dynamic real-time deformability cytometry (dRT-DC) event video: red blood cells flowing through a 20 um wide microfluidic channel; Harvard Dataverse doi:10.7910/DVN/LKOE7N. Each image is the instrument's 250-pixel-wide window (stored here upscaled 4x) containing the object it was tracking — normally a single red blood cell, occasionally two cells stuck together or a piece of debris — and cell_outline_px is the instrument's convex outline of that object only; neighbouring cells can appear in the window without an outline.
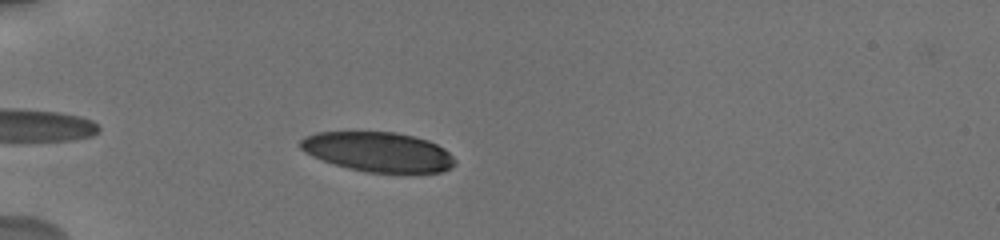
{"species": "human", "species_latin": "Homo sapiens", "temperature_condition": "cold", "stored_images_in_passage": 9, "camera_frame_rate_fps": 3000, "um_per_image_px": 0.085, "donor": {"sex": "male"}, "frame": {"image": 1, "passage_image": 4, "time_ms": 4.333, "image_size_px": [1000, 240], "cell_outline_px": [[456, 160], [452, 168], [440, 172], [368, 172], [348, 168], [312, 156], [304, 152], [300, 148], [300, 140], [304, 136], [316, 132], [396, 132], [428, 140], [444, 148]], "centroid_in_image_um": [32.13, 12.9], "position_along_channel_um": 52.9, "area_um2": 35.55}}
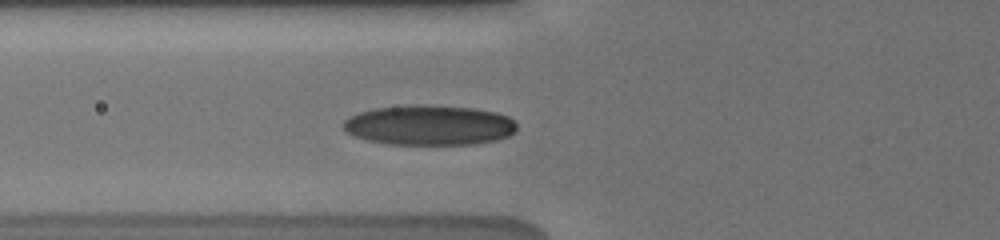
{"frame": {"image": 2, "passage_image": 7, "time_ms": 6.0, "image_size_px": [1000, 240], "cell_outline_px": [[516, 132], [508, 136], [496, 140], [472, 144], [388, 144], [368, 140], [356, 136], [348, 132], [344, 128], [344, 120], [348, 116], [360, 112], [376, 108], [428, 104], [476, 108], [496, 112], [508, 116], [516, 124]], "centroid_in_image_um": [36.52, 10.63], "position_along_channel_um": 89.3, "area_um2": 40.4}}
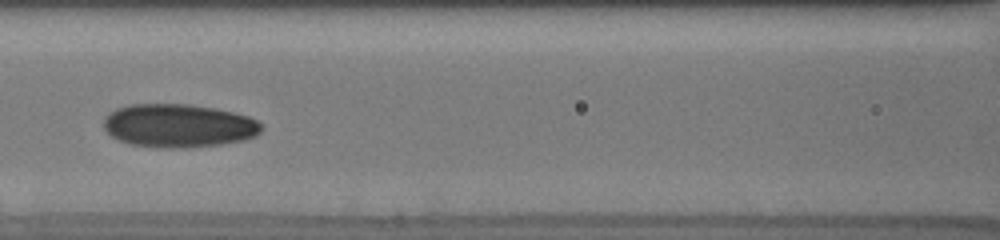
{"frame": {"image": 3, "passage_image": 9, "time_ms": 7.667, "image_size_px": [1000, 240], "cell_outline_px": [[260, 132], [256, 136], [244, 140], [220, 144], [188, 148], [156, 148], [132, 144], [116, 140], [104, 128], [104, 120], [116, 108], [132, 104], [188, 104], [212, 108], [232, 112], [248, 116], [256, 120], [260, 124]], "centroid_in_image_um": [15.17, 10.7], "position_along_channel_um": 151.4, "area_um2": 39.77}}